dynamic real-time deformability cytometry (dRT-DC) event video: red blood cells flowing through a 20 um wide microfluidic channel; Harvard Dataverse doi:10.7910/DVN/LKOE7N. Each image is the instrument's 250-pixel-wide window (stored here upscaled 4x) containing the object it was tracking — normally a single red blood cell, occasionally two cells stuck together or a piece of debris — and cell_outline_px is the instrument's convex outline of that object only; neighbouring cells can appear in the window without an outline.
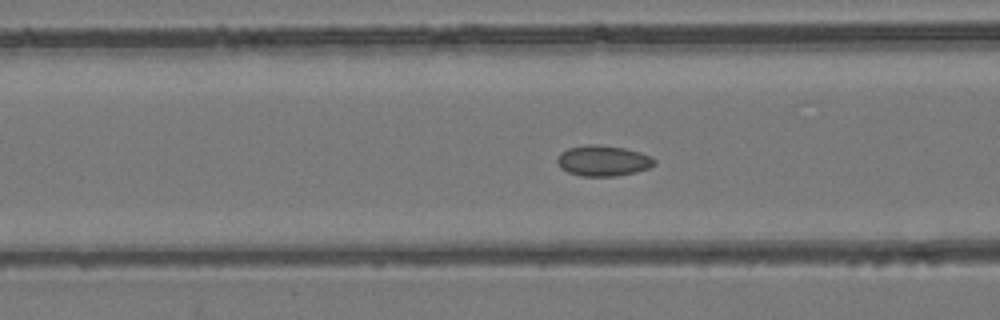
{"species": "common noctule bat (a hibernating species)", "species_latin": "Nyctalus noctula", "temperature_condition": "room temperature", "stored_images_in_passage": 53, "camera_frame_rate_fps": 3000, "um_per_image_px": 0.085, "animal": {"sex": "female", "body_mass_g": 24.6, "forearm_length_mm": 56.2}, "frame": {"image": 1, "passage_image": 21, "time_ms": 6.667, "image_size_px": [1000, 320], "cell_outline_px": [[656, 164], [648, 168], [636, 172], [616, 176], [580, 176], [568, 172], [560, 168], [556, 164], [556, 156], [560, 152], [568, 148], [588, 144], [596, 144], [624, 148], [640, 152], [652, 156], [656, 160]], "centroid_in_image_um": [51.24, 13.66], "position_along_channel_um": 115.4, "area_um2": 17.63}}
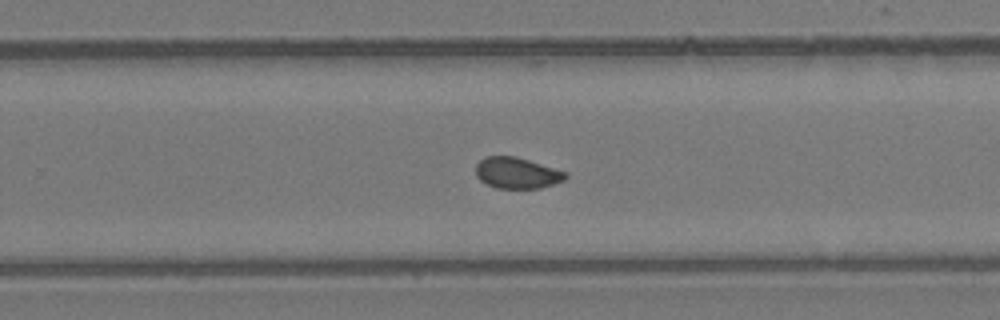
{"frame": {"image": 2, "passage_image": 34, "time_ms": 11.0, "image_size_px": [1000, 320], "cell_outline_px": [[568, 176], [564, 180], [540, 188], [496, 188], [480, 180], [476, 176], [476, 164], [484, 156], [516, 156], [568, 172]], "centroid_in_image_um": [43.94, 14.69], "position_along_channel_um": 285.9, "area_um2": 16.3}}
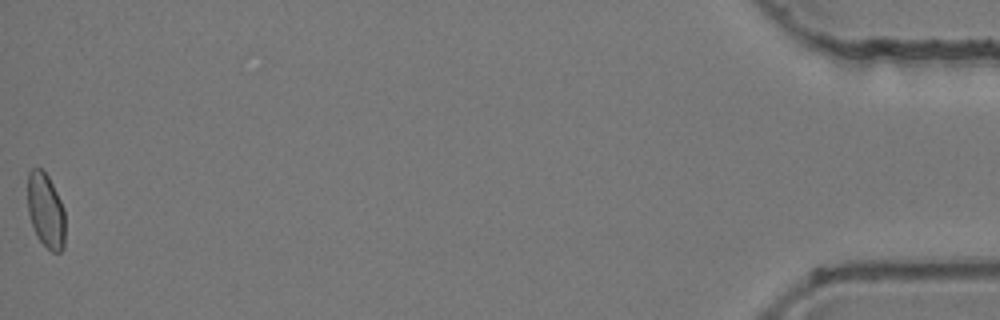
{"frame": {"image": 3, "passage_image": 53, "time_ms": 17.333, "image_size_px": [1000, 320], "cell_outline_px": [[64, 248], [60, 252], [52, 252], [36, 236], [28, 212], [28, 172], [32, 168], [40, 168], [48, 176], [64, 208]], "centroid_in_image_um": [3.89, 17.9], "position_along_channel_um": 431.3, "area_um2": 16.18}, "authors_computed_cell_mechanics": {"area_um2": 16.8776, "velocity_mm_per_s": 3.9395, "shape_relaxation_time_tau1_ms": null, "shape_relaxation_time_tau2_ms": 1.1033, "deformation_change_tau1": null, "deformation_change_tau2": 0.0462}}